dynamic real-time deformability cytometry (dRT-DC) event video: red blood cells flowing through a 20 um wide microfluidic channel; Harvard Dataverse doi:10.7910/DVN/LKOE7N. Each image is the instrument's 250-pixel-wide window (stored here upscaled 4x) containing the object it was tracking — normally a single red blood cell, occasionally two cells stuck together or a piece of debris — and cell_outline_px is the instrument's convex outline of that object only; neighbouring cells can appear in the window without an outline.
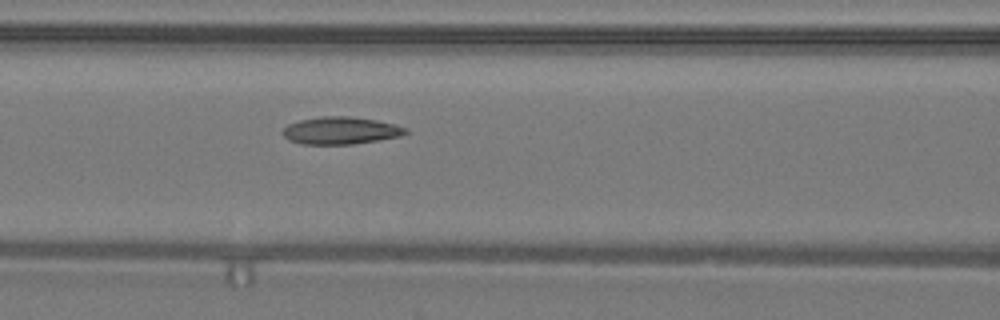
{"species": "common noctule bat (a hibernating species)", "species_latin": "Nyctalus noctula", "temperature_condition": "warm", "stored_images_in_passage": 10, "camera_frame_rate_fps": 3000, "um_per_image_px": 0.085, "animal": {"sex": "male", "body_mass_g": 19.2, "forearm_length_mm": 51.8}, "frame": {"image": 1, "passage_image": 6, "time_ms": 1.667, "image_size_px": [1000, 320], "cell_outline_px": [[408, 132], [400, 136], [380, 140], [352, 144], [300, 144], [288, 140], [280, 132], [288, 124], [300, 120], [320, 116], [348, 116], [376, 120], [396, 124], [408, 128]], "centroid_in_image_um": [28.95, 11.1], "position_along_channel_um": 137.7, "area_um2": 19.77}}
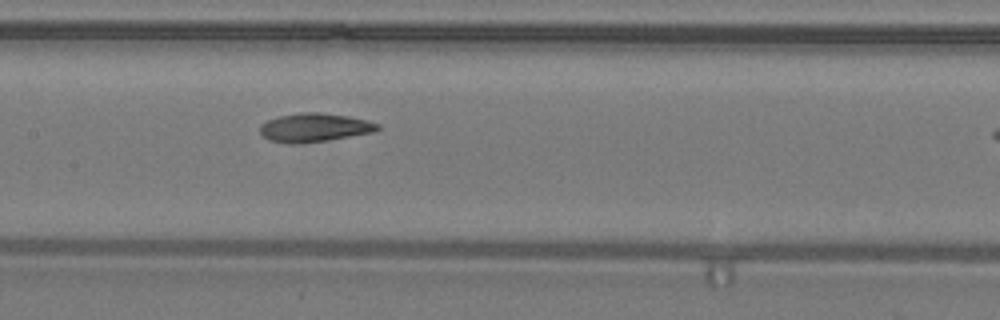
{"frame": {"image": 2, "passage_image": 9, "time_ms": 2.667, "image_size_px": [1000, 320], "cell_outline_px": [[380, 128], [372, 132], [324, 140], [296, 144], [268, 140], [260, 132], [260, 124], [268, 120], [280, 116], [300, 112], [320, 112], [348, 116], [368, 120], [380, 124]], "centroid_in_image_um": [26.71, 10.82], "position_along_channel_um": 180.7, "area_um2": 19.36}}